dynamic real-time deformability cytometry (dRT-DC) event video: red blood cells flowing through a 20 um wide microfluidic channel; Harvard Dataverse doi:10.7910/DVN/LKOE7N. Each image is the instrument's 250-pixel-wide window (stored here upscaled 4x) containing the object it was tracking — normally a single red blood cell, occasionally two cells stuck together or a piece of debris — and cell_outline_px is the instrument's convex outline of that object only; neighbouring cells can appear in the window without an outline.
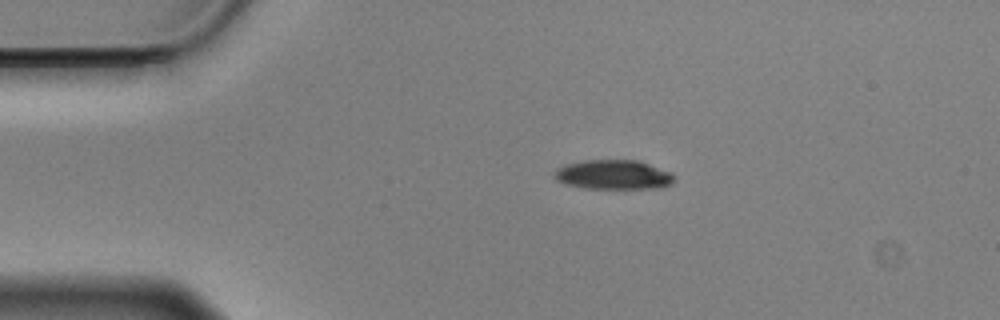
{"species": "Egyptian fruit bat (a non-hibernating species)", "species_latin": "Rousettus aegyptiacus", "temperature_condition": "cold", "stored_images_in_passage": 47, "camera_frame_rate_fps": 3000, "um_per_image_px": 0.085, "animal": {"sex": "male"}, "frame": {"image": 1, "passage_image": 1, "time_ms": 0.0, "image_size_px": [1000, 320], "cell_outline_px": [[676, 180], [672, 184], [664, 188], [584, 188], [568, 184], [556, 180], [552, 176], [552, 172], [556, 168], [564, 164], [580, 160], [640, 160], [672, 172], [676, 176]], "centroid_in_image_um": [52.17, 14.84], "position_along_channel_um": 32.8, "area_um2": 21.1}}
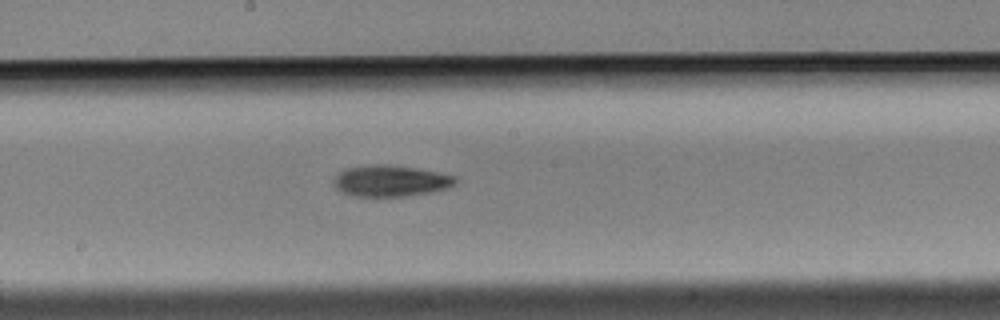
{"frame": {"image": 2, "passage_image": 20, "time_ms": 6.333, "image_size_px": [1000, 320], "cell_outline_px": [[456, 184], [448, 188], [432, 192], [404, 196], [352, 196], [340, 192], [336, 188], [332, 180], [344, 168], [368, 164], [388, 164], [416, 168], [456, 176]], "centroid_in_image_um": [33.17, 15.37], "position_along_channel_um": 215.0, "area_um2": 22.37}}
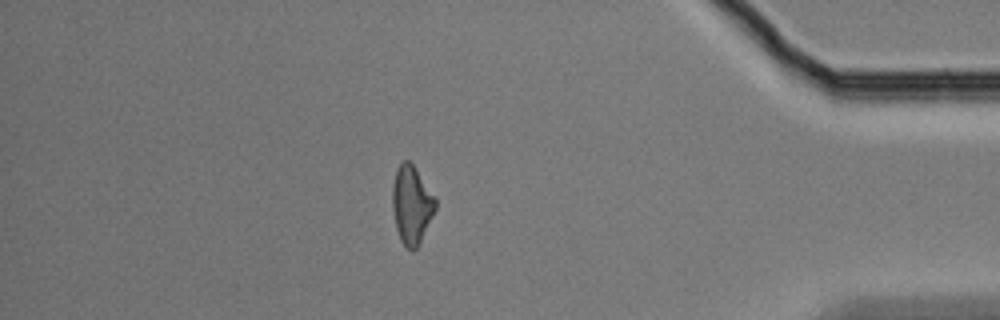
{"frame": {"image": 3, "passage_image": 39, "time_ms": 12.667, "image_size_px": [1000, 320], "cell_outline_px": [[436, 208], [416, 248], [412, 252], [400, 240], [396, 228], [392, 208], [392, 188], [396, 168], [404, 160], [408, 160], [412, 164], [436, 196]], "centroid_in_image_um": [34.97, 17.37], "position_along_channel_um": 400.2, "area_um2": 19.42}, "authors_computed_cell_mechanics": {"area_um2": 21.097, "velocity_mm_per_s": 3.5276, "shape_relaxation_time_tau1_ms": 2.479, "shape_relaxation_time_tau2_ms": 8.3799, "deformation_change_tau1": 0.1243, "deformation_change_tau2": 0.1941}}